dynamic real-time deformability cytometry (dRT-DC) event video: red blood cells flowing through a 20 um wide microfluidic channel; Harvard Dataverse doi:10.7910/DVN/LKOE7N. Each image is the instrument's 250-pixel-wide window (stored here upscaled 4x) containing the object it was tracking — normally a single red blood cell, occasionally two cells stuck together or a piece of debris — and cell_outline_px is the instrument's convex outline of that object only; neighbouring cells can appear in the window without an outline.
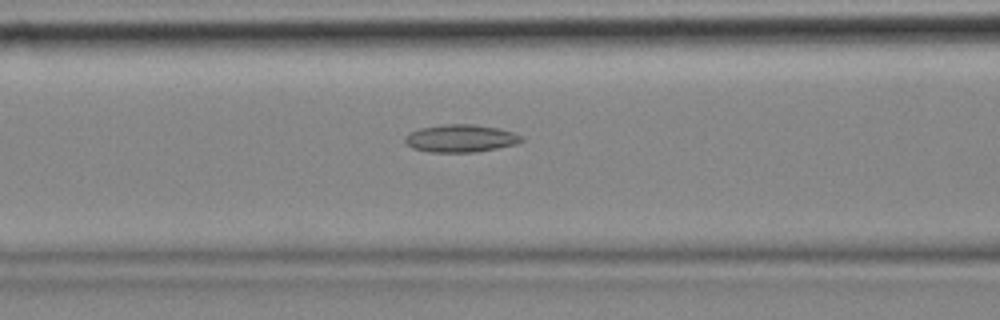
{"species": "common noctule bat (a hibernating species)", "species_latin": "Nyctalus noctula", "temperature_condition": "cold", "stored_images_in_passage": 57, "camera_frame_rate_fps": 3000, "um_per_image_px": 0.085, "animal": {"sex": "female", "body_mass_g": 18.4}, "frame": {"image": 1, "passage_image": 22, "time_ms": 7.0, "image_size_px": [1000, 320], "cell_outline_px": [[524, 140], [516, 144], [476, 152], [428, 152], [412, 148], [404, 140], [404, 136], [420, 128], [444, 124], [476, 124], [496, 128], [512, 132], [520, 136]], "centroid_in_image_um": [39.13, 11.76], "position_along_channel_um": 127.5, "area_um2": 18.61}}
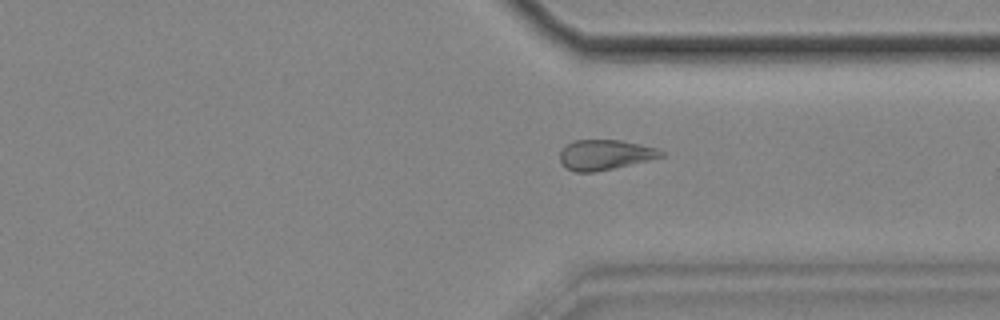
{"frame": {"image": 2, "passage_image": 42, "time_ms": 13.667, "image_size_px": [1000, 320], "cell_outline_px": [[664, 156], [648, 160], [612, 168], [592, 172], [576, 172], [568, 168], [560, 160], [560, 152], [572, 140], [620, 140], [640, 144], [656, 148], [664, 152]], "centroid_in_image_um": [51.43, 13.14], "position_along_channel_um": 360.0, "area_um2": 17.4}}
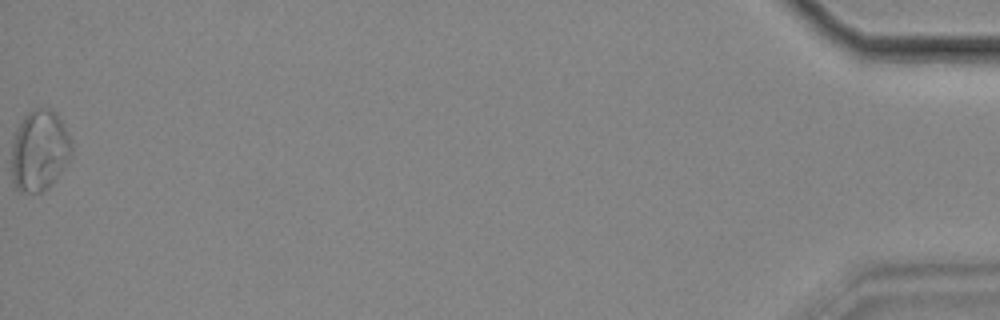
{"frame": {"image": 3, "passage_image": 57, "time_ms": 18.667, "image_size_px": [1000, 320], "cell_outline_px": [[72, 152], [48, 188], [40, 192], [20, 192], [12, 184], [12, 140], [16, 128], [24, 116], [28, 112], [36, 108], [48, 108], [56, 112], [72, 140]], "centroid_in_image_um": [3.32, 12.77], "position_along_channel_um": 431.9, "area_um2": 28.21}, "authors_computed_cell_mechanics": {"area_um2": 19.7098, "velocity_mm_per_s": 3.4896, "shape_relaxation_time_tau1_ms": null, "shape_relaxation_time_tau2_ms": 9.9484, "deformation_change_tau1": null, "deformation_change_tau2": 0.1936}}